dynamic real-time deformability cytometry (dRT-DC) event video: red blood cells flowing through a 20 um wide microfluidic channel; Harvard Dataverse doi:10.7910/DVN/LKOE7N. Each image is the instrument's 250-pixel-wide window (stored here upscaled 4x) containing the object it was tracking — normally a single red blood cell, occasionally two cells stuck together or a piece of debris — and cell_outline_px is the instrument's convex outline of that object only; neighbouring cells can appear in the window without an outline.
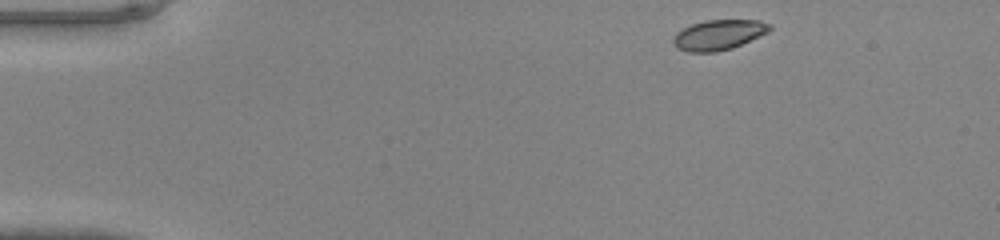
{"species": "common noctule bat (a hibernating species)", "species_latin": "Nyctalus noctula", "temperature_condition": "warm", "stored_images_in_passage": 12, "camera_frame_rate_fps": 3000, "um_per_image_px": 0.085, "animal": {"sex": "male", "body_mass_g": 20.0, "forearm_length_mm": 53.3}, "frame": {"image": 1, "passage_image": 1, "time_ms": 0.0, "image_size_px": [1000, 240], "cell_outline_px": [[772, 28], [768, 32], [732, 48], [716, 52], [688, 52], [676, 48], [672, 40], [676, 32], [692, 24], [704, 20], [760, 20], [772, 24]], "centroid_in_image_um": [61.08, 2.96], "position_along_channel_um": 23.9, "area_um2": 16.99}}
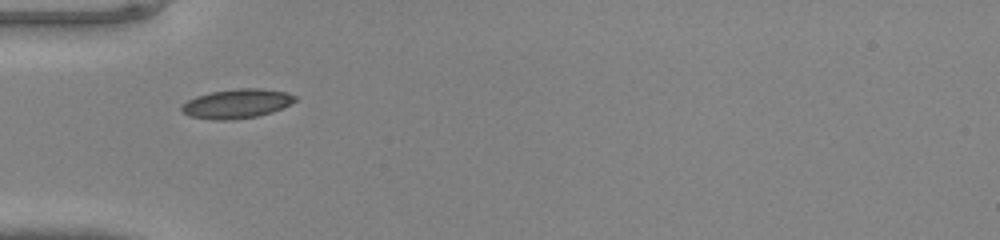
{"frame": {"image": 2, "passage_image": 10, "time_ms": 3.0, "image_size_px": [1000, 240], "cell_outline_px": [[296, 100], [272, 112], [256, 116], [232, 120], [212, 120], [188, 116], [180, 108], [180, 104], [196, 96], [212, 92], [240, 88], [260, 88], [284, 92], [296, 96]], "centroid_in_image_um": [20.07, 8.82], "position_along_channel_um": 64.9, "area_um2": 19.19}}